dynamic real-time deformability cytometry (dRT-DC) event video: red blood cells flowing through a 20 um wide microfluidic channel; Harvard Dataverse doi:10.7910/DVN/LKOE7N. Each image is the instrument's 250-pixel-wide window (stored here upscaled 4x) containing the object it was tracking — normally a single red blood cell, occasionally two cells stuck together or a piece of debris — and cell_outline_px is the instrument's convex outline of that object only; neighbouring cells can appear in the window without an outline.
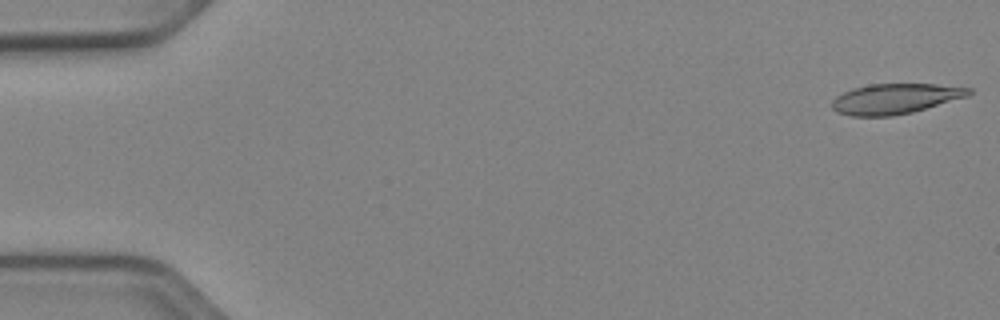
{"species": "Egyptian fruit bat (a non-hibernating species)", "species_latin": "Rousettus aegyptiacus", "temperature_condition": "cold", "stored_images_in_passage": 12, "camera_frame_rate_fps": 3000, "um_per_image_px": 0.085, "animal": {"sex": "female"}, "frame": {"image": 1, "passage_image": 1, "time_ms": 0.0, "image_size_px": [1000, 320], "cell_outline_px": [[972, 92], [968, 96], [912, 112], [892, 116], [852, 116], [836, 112], [832, 108], [832, 100], [836, 96], [852, 88], [868, 84], [936, 84], [972, 88]], "centroid_in_image_um": [76.07, 8.39], "position_along_channel_um": 8.9, "area_um2": 24.1}}